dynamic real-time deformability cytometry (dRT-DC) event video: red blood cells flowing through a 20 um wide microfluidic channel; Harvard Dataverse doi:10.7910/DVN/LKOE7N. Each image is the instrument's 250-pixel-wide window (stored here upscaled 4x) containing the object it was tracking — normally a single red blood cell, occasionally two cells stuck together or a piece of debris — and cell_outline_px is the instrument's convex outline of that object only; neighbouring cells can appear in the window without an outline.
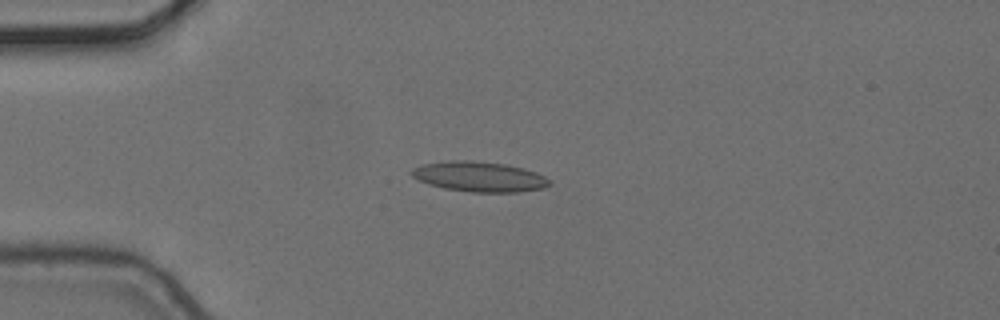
{"species": "common noctule bat (a hibernating species)", "species_latin": "Nyctalus noctula", "temperature_condition": "cold", "stored_images_in_passage": 10, "camera_frame_rate_fps": 3000, "um_per_image_px": 0.085, "animal": {"sex": "female", "body_mass_g": 24.6, "forearm_length_mm": 56.2}, "frame": {"image": 1, "passage_image": 5, "time_ms": 1.333, "image_size_px": [1000, 320], "cell_outline_px": [[552, 184], [544, 188], [516, 192], [472, 192], [444, 188], [428, 184], [412, 176], [408, 172], [412, 168], [420, 164], [452, 160], [468, 160], [504, 164], [524, 168], [536, 172], [552, 180]], "centroid_in_image_um": [40.74, 15.01], "position_along_channel_um": 44.3, "area_um2": 24.33}}
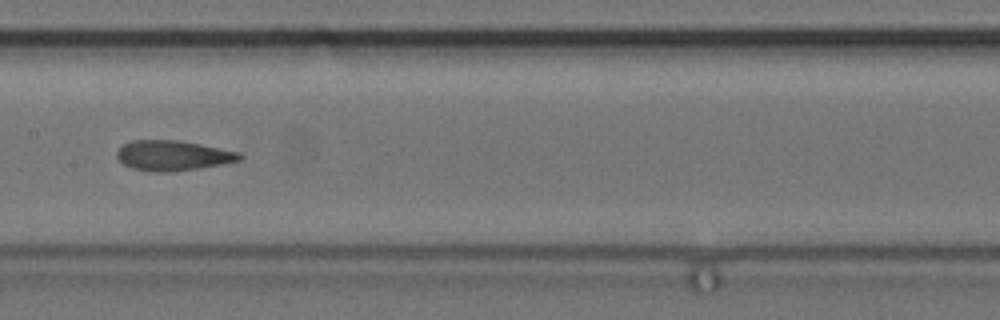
{"frame": {"image": 2, "passage_image": 9, "time_ms": 2.667, "image_size_px": [1000, 320], "cell_outline_px": [[244, 156], [240, 160], [200, 168], [172, 172], [156, 172], [132, 168], [124, 164], [116, 156], [116, 152], [124, 144], [132, 140], [180, 140], [240, 152]], "centroid_in_image_um": [14.7, 13.22], "position_along_channel_um": 192.7, "area_um2": 21.5}}
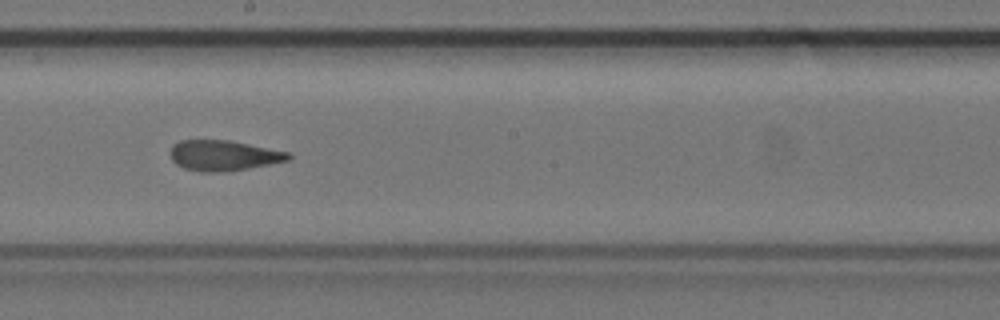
{"frame": {"image": 3, "passage_image": 10, "time_ms": 3.0, "image_size_px": [1000, 320], "cell_outline_px": [[292, 156], [288, 160], [248, 168], [224, 172], [200, 172], [184, 168], [176, 164], [172, 160], [172, 144], [180, 140], [228, 140], [288, 152]], "centroid_in_image_um": [18.97, 13.22], "position_along_channel_um": 229.2, "area_um2": 20.69}}